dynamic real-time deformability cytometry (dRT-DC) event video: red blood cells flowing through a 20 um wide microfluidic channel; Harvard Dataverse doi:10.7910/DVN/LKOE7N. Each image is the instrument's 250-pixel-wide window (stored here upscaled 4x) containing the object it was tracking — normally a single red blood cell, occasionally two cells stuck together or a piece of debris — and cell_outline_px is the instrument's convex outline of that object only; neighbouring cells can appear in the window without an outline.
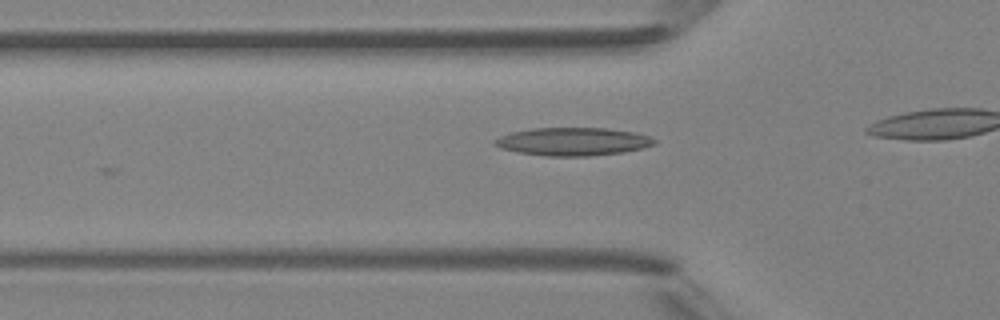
{"species": "Egyptian fruit bat (a non-hibernating species)", "species_latin": "Rousettus aegyptiacus", "temperature_condition": "room temperature", "stored_images_in_passage": 7, "segment_of_instrument_passage": [1, 2], "camera_frame_rate_fps": 3000, "um_per_image_px": 0.085, "animal": {"sex": "female"}, "frame": {"image": 1, "passage_image": 6, "time_ms": 6.667, "image_size_px": [1000, 320], "cell_outline_px": [[656, 144], [624, 152], [588, 156], [544, 156], [520, 152], [500, 148], [492, 144], [492, 140], [500, 136], [512, 132], [532, 128], [608, 128], [636, 132], [648, 136], [656, 140]], "centroid_in_image_um": [48.68, 12.03], "position_along_channel_um": 77.1, "area_um2": 26.13}}